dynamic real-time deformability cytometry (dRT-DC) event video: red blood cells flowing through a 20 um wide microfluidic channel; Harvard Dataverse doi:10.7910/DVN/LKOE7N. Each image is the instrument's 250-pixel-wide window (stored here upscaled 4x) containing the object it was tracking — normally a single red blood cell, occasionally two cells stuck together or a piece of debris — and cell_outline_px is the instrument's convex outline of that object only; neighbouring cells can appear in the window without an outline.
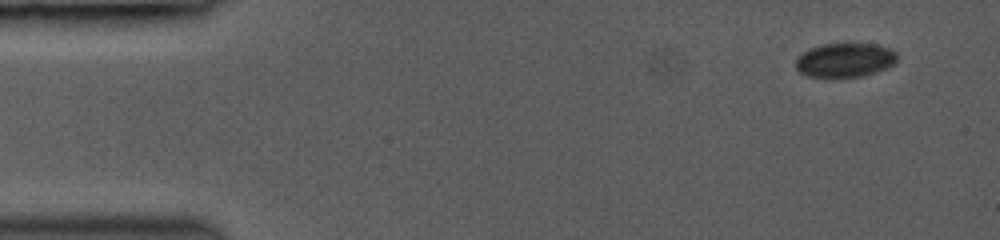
{"species": "common noctule bat (a hibernating species)", "species_latin": "Nyctalus noctula", "temperature_condition": "room temperature", "stored_images_in_passage": 2, "camera_frame_rate_fps": 3000, "um_per_image_px": 0.085, "animal": {"sex": "female", "body_mass_g": 19.0, "forearm_length_mm": 53.3}, "frame": {"image": 1, "passage_image": 2, "time_ms": 1.0, "image_size_px": [1000, 240], "cell_outline_px": [[896, 64], [888, 68], [876, 72], [860, 76], [840, 80], [808, 76], [800, 72], [796, 68], [796, 56], [808, 48], [820, 44], [876, 44], [888, 48], [896, 52]], "centroid_in_image_um": [71.78, 5.14], "position_along_channel_um": 13.2, "area_um2": 20.87}}